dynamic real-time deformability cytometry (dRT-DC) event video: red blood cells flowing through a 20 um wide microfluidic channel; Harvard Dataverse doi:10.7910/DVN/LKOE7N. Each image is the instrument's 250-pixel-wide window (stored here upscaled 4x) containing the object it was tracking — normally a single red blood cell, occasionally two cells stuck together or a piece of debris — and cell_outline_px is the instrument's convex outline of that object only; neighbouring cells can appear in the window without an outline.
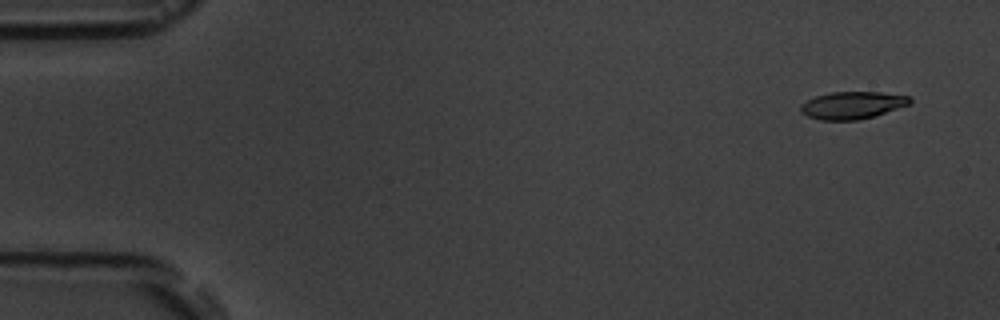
{"species": "common noctule bat (a hibernating species)", "species_latin": "Nyctalus noctula", "temperature_condition": "room temperature", "stored_images_in_passage": 5, "segment_of_instrument_passage": [1, 2], "camera_frame_rate_fps": 3000, "um_per_image_px": 0.085, "animal": {"sex": "male", "body_mass_g": 19.5, "forearm_length_mm": 54.6}, "frame": {"image": 1, "passage_image": 1, "time_ms": 0.0, "image_size_px": [1000, 320], "cell_outline_px": [[912, 100], [908, 104], [872, 116], [856, 120], [820, 120], [808, 116], [800, 108], [800, 104], [816, 96], [832, 92], [880, 92], [908, 96]], "centroid_in_image_um": [72.41, 8.93], "position_along_channel_um": 12.6, "area_um2": 16.94}}